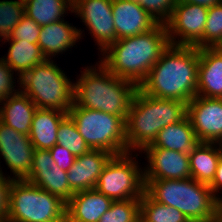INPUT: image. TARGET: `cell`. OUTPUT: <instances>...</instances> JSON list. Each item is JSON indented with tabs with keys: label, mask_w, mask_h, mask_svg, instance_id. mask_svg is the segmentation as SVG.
<instances>
[{
	"label": "cell",
	"mask_w": 222,
	"mask_h": 222,
	"mask_svg": "<svg viewBox=\"0 0 222 222\" xmlns=\"http://www.w3.org/2000/svg\"><path fill=\"white\" fill-rule=\"evenodd\" d=\"M198 66L197 47L169 45L139 89L156 98L188 103L197 94Z\"/></svg>",
	"instance_id": "6da1fadb"
},
{
	"label": "cell",
	"mask_w": 222,
	"mask_h": 222,
	"mask_svg": "<svg viewBox=\"0 0 222 222\" xmlns=\"http://www.w3.org/2000/svg\"><path fill=\"white\" fill-rule=\"evenodd\" d=\"M169 45L166 25L158 24L147 33L113 42L98 62L115 76L139 86Z\"/></svg>",
	"instance_id": "7a4b0ae2"
},
{
	"label": "cell",
	"mask_w": 222,
	"mask_h": 222,
	"mask_svg": "<svg viewBox=\"0 0 222 222\" xmlns=\"http://www.w3.org/2000/svg\"><path fill=\"white\" fill-rule=\"evenodd\" d=\"M97 66H88L81 71L80 78L74 83V104L121 116L126 121L139 86L115 76L100 62Z\"/></svg>",
	"instance_id": "3957f363"
},
{
	"label": "cell",
	"mask_w": 222,
	"mask_h": 222,
	"mask_svg": "<svg viewBox=\"0 0 222 222\" xmlns=\"http://www.w3.org/2000/svg\"><path fill=\"white\" fill-rule=\"evenodd\" d=\"M186 115V102L156 98L138 89L125 121L128 151H142L153 143L160 130Z\"/></svg>",
	"instance_id": "277c9868"
},
{
	"label": "cell",
	"mask_w": 222,
	"mask_h": 222,
	"mask_svg": "<svg viewBox=\"0 0 222 222\" xmlns=\"http://www.w3.org/2000/svg\"><path fill=\"white\" fill-rule=\"evenodd\" d=\"M144 181L145 192L152 199L178 209L190 222L216 220L217 200L209 185L193 178Z\"/></svg>",
	"instance_id": "5b68a950"
},
{
	"label": "cell",
	"mask_w": 222,
	"mask_h": 222,
	"mask_svg": "<svg viewBox=\"0 0 222 222\" xmlns=\"http://www.w3.org/2000/svg\"><path fill=\"white\" fill-rule=\"evenodd\" d=\"M70 80L52 59H46L26 71L17 83L38 108L68 113L74 103V82Z\"/></svg>",
	"instance_id": "8992f818"
},
{
	"label": "cell",
	"mask_w": 222,
	"mask_h": 222,
	"mask_svg": "<svg viewBox=\"0 0 222 222\" xmlns=\"http://www.w3.org/2000/svg\"><path fill=\"white\" fill-rule=\"evenodd\" d=\"M67 203L26 181L12 180L6 222H66Z\"/></svg>",
	"instance_id": "52a82bcc"
},
{
	"label": "cell",
	"mask_w": 222,
	"mask_h": 222,
	"mask_svg": "<svg viewBox=\"0 0 222 222\" xmlns=\"http://www.w3.org/2000/svg\"><path fill=\"white\" fill-rule=\"evenodd\" d=\"M68 115L91 150H103L114 155L129 152L126 122L121 116L87 109L74 103Z\"/></svg>",
	"instance_id": "ba28073f"
},
{
	"label": "cell",
	"mask_w": 222,
	"mask_h": 222,
	"mask_svg": "<svg viewBox=\"0 0 222 222\" xmlns=\"http://www.w3.org/2000/svg\"><path fill=\"white\" fill-rule=\"evenodd\" d=\"M132 152L114 155L99 176L95 189L113 201L141 199L145 192L144 171Z\"/></svg>",
	"instance_id": "9c48e42d"
},
{
	"label": "cell",
	"mask_w": 222,
	"mask_h": 222,
	"mask_svg": "<svg viewBox=\"0 0 222 222\" xmlns=\"http://www.w3.org/2000/svg\"><path fill=\"white\" fill-rule=\"evenodd\" d=\"M207 14L208 7L178 1L170 20L165 24L170 45L203 48Z\"/></svg>",
	"instance_id": "30bf717a"
},
{
	"label": "cell",
	"mask_w": 222,
	"mask_h": 222,
	"mask_svg": "<svg viewBox=\"0 0 222 222\" xmlns=\"http://www.w3.org/2000/svg\"><path fill=\"white\" fill-rule=\"evenodd\" d=\"M80 17L101 54L116 41L112 0H73V11Z\"/></svg>",
	"instance_id": "8fae6325"
},
{
	"label": "cell",
	"mask_w": 222,
	"mask_h": 222,
	"mask_svg": "<svg viewBox=\"0 0 222 222\" xmlns=\"http://www.w3.org/2000/svg\"><path fill=\"white\" fill-rule=\"evenodd\" d=\"M187 116L199 142H221L222 98L196 95L187 103Z\"/></svg>",
	"instance_id": "7c38bea8"
},
{
	"label": "cell",
	"mask_w": 222,
	"mask_h": 222,
	"mask_svg": "<svg viewBox=\"0 0 222 222\" xmlns=\"http://www.w3.org/2000/svg\"><path fill=\"white\" fill-rule=\"evenodd\" d=\"M34 150L28 135L21 134L0 121V155L13 173V180H23L29 175ZM0 171L2 172L1 168Z\"/></svg>",
	"instance_id": "4fadbf2b"
},
{
	"label": "cell",
	"mask_w": 222,
	"mask_h": 222,
	"mask_svg": "<svg viewBox=\"0 0 222 222\" xmlns=\"http://www.w3.org/2000/svg\"><path fill=\"white\" fill-rule=\"evenodd\" d=\"M24 180L58 196L66 203L74 194L68 184L67 171L56 165L49 150H34L32 168Z\"/></svg>",
	"instance_id": "5bb4252c"
},
{
	"label": "cell",
	"mask_w": 222,
	"mask_h": 222,
	"mask_svg": "<svg viewBox=\"0 0 222 222\" xmlns=\"http://www.w3.org/2000/svg\"><path fill=\"white\" fill-rule=\"evenodd\" d=\"M141 152L146 153L149 163L143 168L144 180L191 178L189 154L165 148H144Z\"/></svg>",
	"instance_id": "9a60e30c"
},
{
	"label": "cell",
	"mask_w": 222,
	"mask_h": 222,
	"mask_svg": "<svg viewBox=\"0 0 222 222\" xmlns=\"http://www.w3.org/2000/svg\"><path fill=\"white\" fill-rule=\"evenodd\" d=\"M112 14L116 41L147 33L158 25L138 3L129 0H112Z\"/></svg>",
	"instance_id": "2e32d148"
},
{
	"label": "cell",
	"mask_w": 222,
	"mask_h": 222,
	"mask_svg": "<svg viewBox=\"0 0 222 222\" xmlns=\"http://www.w3.org/2000/svg\"><path fill=\"white\" fill-rule=\"evenodd\" d=\"M113 156L111 152L103 150H90L86 154L77 156L67 171L71 190L76 193L95 189L99 176Z\"/></svg>",
	"instance_id": "e0dca14e"
},
{
	"label": "cell",
	"mask_w": 222,
	"mask_h": 222,
	"mask_svg": "<svg viewBox=\"0 0 222 222\" xmlns=\"http://www.w3.org/2000/svg\"><path fill=\"white\" fill-rule=\"evenodd\" d=\"M196 95L222 98V51L217 47L199 49Z\"/></svg>",
	"instance_id": "ac0fdd59"
},
{
	"label": "cell",
	"mask_w": 222,
	"mask_h": 222,
	"mask_svg": "<svg viewBox=\"0 0 222 222\" xmlns=\"http://www.w3.org/2000/svg\"><path fill=\"white\" fill-rule=\"evenodd\" d=\"M112 203L96 189L76 192L67 202L66 222H98Z\"/></svg>",
	"instance_id": "d6986e66"
},
{
	"label": "cell",
	"mask_w": 222,
	"mask_h": 222,
	"mask_svg": "<svg viewBox=\"0 0 222 222\" xmlns=\"http://www.w3.org/2000/svg\"><path fill=\"white\" fill-rule=\"evenodd\" d=\"M81 29L71 26L64 19L41 26L37 44L45 59L51 60L53 56L62 54L72 48L82 36Z\"/></svg>",
	"instance_id": "ffe728a7"
},
{
	"label": "cell",
	"mask_w": 222,
	"mask_h": 222,
	"mask_svg": "<svg viewBox=\"0 0 222 222\" xmlns=\"http://www.w3.org/2000/svg\"><path fill=\"white\" fill-rule=\"evenodd\" d=\"M0 103V121L21 134L29 135L38 108L32 100L19 91Z\"/></svg>",
	"instance_id": "44dd1931"
},
{
	"label": "cell",
	"mask_w": 222,
	"mask_h": 222,
	"mask_svg": "<svg viewBox=\"0 0 222 222\" xmlns=\"http://www.w3.org/2000/svg\"><path fill=\"white\" fill-rule=\"evenodd\" d=\"M67 114L55 109L37 108L28 135L35 149L49 150L56 145L59 124Z\"/></svg>",
	"instance_id": "7402d4cb"
},
{
	"label": "cell",
	"mask_w": 222,
	"mask_h": 222,
	"mask_svg": "<svg viewBox=\"0 0 222 222\" xmlns=\"http://www.w3.org/2000/svg\"><path fill=\"white\" fill-rule=\"evenodd\" d=\"M198 143L192 123L186 115L181 121L160 130L153 143L145 148H165L189 154Z\"/></svg>",
	"instance_id": "603a6c76"
},
{
	"label": "cell",
	"mask_w": 222,
	"mask_h": 222,
	"mask_svg": "<svg viewBox=\"0 0 222 222\" xmlns=\"http://www.w3.org/2000/svg\"><path fill=\"white\" fill-rule=\"evenodd\" d=\"M221 157L222 149L219 143L199 142L189 153L191 178L210 185Z\"/></svg>",
	"instance_id": "cb8c5ba5"
},
{
	"label": "cell",
	"mask_w": 222,
	"mask_h": 222,
	"mask_svg": "<svg viewBox=\"0 0 222 222\" xmlns=\"http://www.w3.org/2000/svg\"><path fill=\"white\" fill-rule=\"evenodd\" d=\"M2 42L11 43L8 54L5 56L6 58L3 56V60L15 73L17 72L19 78L35 65L46 60L38 44L28 43L23 40H3Z\"/></svg>",
	"instance_id": "d4e9b609"
},
{
	"label": "cell",
	"mask_w": 222,
	"mask_h": 222,
	"mask_svg": "<svg viewBox=\"0 0 222 222\" xmlns=\"http://www.w3.org/2000/svg\"><path fill=\"white\" fill-rule=\"evenodd\" d=\"M24 5L25 15L40 26L60 21L66 11H73V0H30Z\"/></svg>",
	"instance_id": "484cf974"
},
{
	"label": "cell",
	"mask_w": 222,
	"mask_h": 222,
	"mask_svg": "<svg viewBox=\"0 0 222 222\" xmlns=\"http://www.w3.org/2000/svg\"><path fill=\"white\" fill-rule=\"evenodd\" d=\"M141 222H190L178 209L161 204L146 192L140 199Z\"/></svg>",
	"instance_id": "4316f807"
},
{
	"label": "cell",
	"mask_w": 222,
	"mask_h": 222,
	"mask_svg": "<svg viewBox=\"0 0 222 222\" xmlns=\"http://www.w3.org/2000/svg\"><path fill=\"white\" fill-rule=\"evenodd\" d=\"M56 144L68 149L75 157L86 154L91 150L68 114L59 124Z\"/></svg>",
	"instance_id": "83f0119b"
},
{
	"label": "cell",
	"mask_w": 222,
	"mask_h": 222,
	"mask_svg": "<svg viewBox=\"0 0 222 222\" xmlns=\"http://www.w3.org/2000/svg\"><path fill=\"white\" fill-rule=\"evenodd\" d=\"M140 220V199L113 201L98 222H138Z\"/></svg>",
	"instance_id": "f1b7e54d"
},
{
	"label": "cell",
	"mask_w": 222,
	"mask_h": 222,
	"mask_svg": "<svg viewBox=\"0 0 222 222\" xmlns=\"http://www.w3.org/2000/svg\"><path fill=\"white\" fill-rule=\"evenodd\" d=\"M24 16L25 5L20 0L0 1V40L9 38Z\"/></svg>",
	"instance_id": "f546056e"
},
{
	"label": "cell",
	"mask_w": 222,
	"mask_h": 222,
	"mask_svg": "<svg viewBox=\"0 0 222 222\" xmlns=\"http://www.w3.org/2000/svg\"><path fill=\"white\" fill-rule=\"evenodd\" d=\"M222 42V1L208 8L203 33V48L218 47Z\"/></svg>",
	"instance_id": "4dcf8cb0"
},
{
	"label": "cell",
	"mask_w": 222,
	"mask_h": 222,
	"mask_svg": "<svg viewBox=\"0 0 222 222\" xmlns=\"http://www.w3.org/2000/svg\"><path fill=\"white\" fill-rule=\"evenodd\" d=\"M138 3L158 24H166L178 0H129Z\"/></svg>",
	"instance_id": "1f68e13d"
},
{
	"label": "cell",
	"mask_w": 222,
	"mask_h": 222,
	"mask_svg": "<svg viewBox=\"0 0 222 222\" xmlns=\"http://www.w3.org/2000/svg\"><path fill=\"white\" fill-rule=\"evenodd\" d=\"M41 26L25 15L12 30V35L4 40H23L37 44Z\"/></svg>",
	"instance_id": "d6a6232c"
},
{
	"label": "cell",
	"mask_w": 222,
	"mask_h": 222,
	"mask_svg": "<svg viewBox=\"0 0 222 222\" xmlns=\"http://www.w3.org/2000/svg\"><path fill=\"white\" fill-rule=\"evenodd\" d=\"M14 71L0 58V102L6 100L10 96L15 95L20 89L15 90Z\"/></svg>",
	"instance_id": "836d02e7"
},
{
	"label": "cell",
	"mask_w": 222,
	"mask_h": 222,
	"mask_svg": "<svg viewBox=\"0 0 222 222\" xmlns=\"http://www.w3.org/2000/svg\"><path fill=\"white\" fill-rule=\"evenodd\" d=\"M49 152L56 165L61 170L65 171H68L71 168L76 158L68 149H65L58 144L49 149Z\"/></svg>",
	"instance_id": "e575fe53"
},
{
	"label": "cell",
	"mask_w": 222,
	"mask_h": 222,
	"mask_svg": "<svg viewBox=\"0 0 222 222\" xmlns=\"http://www.w3.org/2000/svg\"><path fill=\"white\" fill-rule=\"evenodd\" d=\"M12 180L10 176L7 177L0 171V219L7 218L8 191Z\"/></svg>",
	"instance_id": "d590c367"
},
{
	"label": "cell",
	"mask_w": 222,
	"mask_h": 222,
	"mask_svg": "<svg viewBox=\"0 0 222 222\" xmlns=\"http://www.w3.org/2000/svg\"><path fill=\"white\" fill-rule=\"evenodd\" d=\"M209 188L211 189L212 194L217 201L222 199V197L217 195V193L220 192L219 190H222V157L219 160L215 177L212 183L209 185Z\"/></svg>",
	"instance_id": "8d00e7d4"
},
{
	"label": "cell",
	"mask_w": 222,
	"mask_h": 222,
	"mask_svg": "<svg viewBox=\"0 0 222 222\" xmlns=\"http://www.w3.org/2000/svg\"><path fill=\"white\" fill-rule=\"evenodd\" d=\"M178 1H183V2H188V3H192V4H197V5H202L205 7H210L214 4H217L219 2H221L222 0H178Z\"/></svg>",
	"instance_id": "74e56055"
},
{
	"label": "cell",
	"mask_w": 222,
	"mask_h": 222,
	"mask_svg": "<svg viewBox=\"0 0 222 222\" xmlns=\"http://www.w3.org/2000/svg\"><path fill=\"white\" fill-rule=\"evenodd\" d=\"M216 222H222V199L217 201Z\"/></svg>",
	"instance_id": "f35d334b"
},
{
	"label": "cell",
	"mask_w": 222,
	"mask_h": 222,
	"mask_svg": "<svg viewBox=\"0 0 222 222\" xmlns=\"http://www.w3.org/2000/svg\"><path fill=\"white\" fill-rule=\"evenodd\" d=\"M222 51V42L218 45V47Z\"/></svg>",
	"instance_id": "ab89813d"
},
{
	"label": "cell",
	"mask_w": 222,
	"mask_h": 222,
	"mask_svg": "<svg viewBox=\"0 0 222 222\" xmlns=\"http://www.w3.org/2000/svg\"><path fill=\"white\" fill-rule=\"evenodd\" d=\"M21 2H23L24 4L30 0H20Z\"/></svg>",
	"instance_id": "60d3db41"
},
{
	"label": "cell",
	"mask_w": 222,
	"mask_h": 222,
	"mask_svg": "<svg viewBox=\"0 0 222 222\" xmlns=\"http://www.w3.org/2000/svg\"><path fill=\"white\" fill-rule=\"evenodd\" d=\"M0 222H6V219H0Z\"/></svg>",
	"instance_id": "b9f144b4"
}]
</instances>
